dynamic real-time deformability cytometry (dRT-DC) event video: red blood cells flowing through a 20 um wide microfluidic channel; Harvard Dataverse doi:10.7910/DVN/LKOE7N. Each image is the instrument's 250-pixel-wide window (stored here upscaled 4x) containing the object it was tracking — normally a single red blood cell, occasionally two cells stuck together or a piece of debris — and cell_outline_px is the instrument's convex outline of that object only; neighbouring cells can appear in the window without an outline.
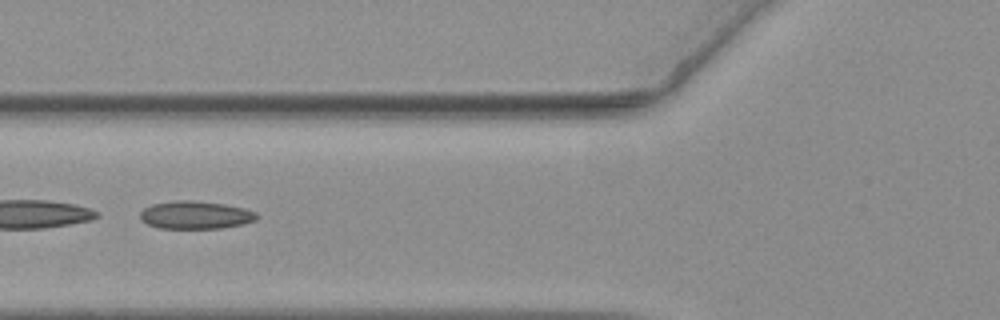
{"species": "common noctule bat (a hibernating species)", "species_latin": "Nyctalus noctula", "temperature_condition": "warm", "stored_images_in_passage": 56, "camera_frame_rate_fps": 3000, "um_per_image_px": 0.085, "animal": {"sex": "female", "body_mass_g": 19.3, "forearm_length_mm": 54.1}, "frame": {"image": 1, "passage_image": 22, "time_ms": 7.0, "image_size_px": [1000, 320], "cell_outline_px": [[260, 216], [256, 220], [224, 228], [156, 228], [140, 220], [140, 212], [144, 208], [152, 204], [172, 200], [192, 200], [224, 204], [244, 208], [256, 212]], "centroid_in_image_um": [16.6, 18.27], "position_along_channel_um": 109.2, "area_um2": 19.07}}
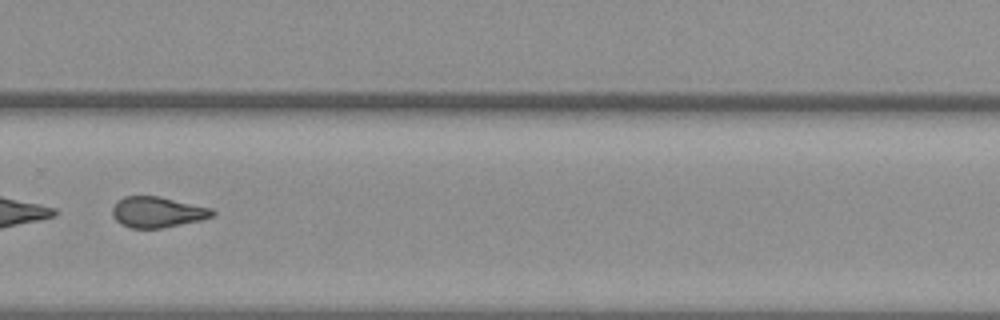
{"frame": {"image": 2, "passage_image": 39, "time_ms": 12.667, "image_size_px": [1000, 320], "cell_outline_px": [[216, 212], [212, 216], [200, 220], [164, 228], [128, 228], [120, 224], [112, 216], [112, 208], [124, 196], [160, 196], [212, 208]], "centroid_in_image_um": [13.38, 18.03], "position_along_channel_um": 316.4, "area_um2": 17.98}}